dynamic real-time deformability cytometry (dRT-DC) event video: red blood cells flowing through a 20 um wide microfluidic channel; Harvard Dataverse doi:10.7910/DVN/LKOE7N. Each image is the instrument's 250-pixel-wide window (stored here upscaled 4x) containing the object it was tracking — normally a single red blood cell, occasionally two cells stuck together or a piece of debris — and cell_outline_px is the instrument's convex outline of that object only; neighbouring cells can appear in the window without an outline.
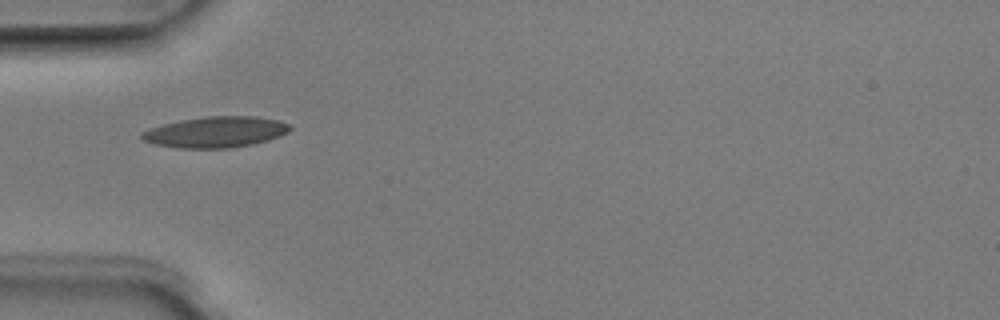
{"species": "Egyptian fruit bat (a non-hibernating species)", "species_latin": "Rousettus aegyptiacus", "temperature_condition": "room temperature", "stored_images_in_passage": 4, "camera_frame_rate_fps": 3000, "um_per_image_px": 0.085, "animal": {"sex": "male"}, "frame": {"image": 1, "passage_image": 1, "time_ms": 0.0, "image_size_px": [1000, 320], "cell_outline_px": [[292, 128], [288, 132], [280, 136], [268, 140], [252, 144], [228, 148], [180, 148], [156, 144], [144, 140], [140, 136], [140, 132], [148, 128], [180, 120], [208, 116], [256, 116], [276, 120], [288, 124]], "centroid_in_image_um": [18.32, 11.22], "position_along_channel_um": 66.7, "area_um2": 26.59}}
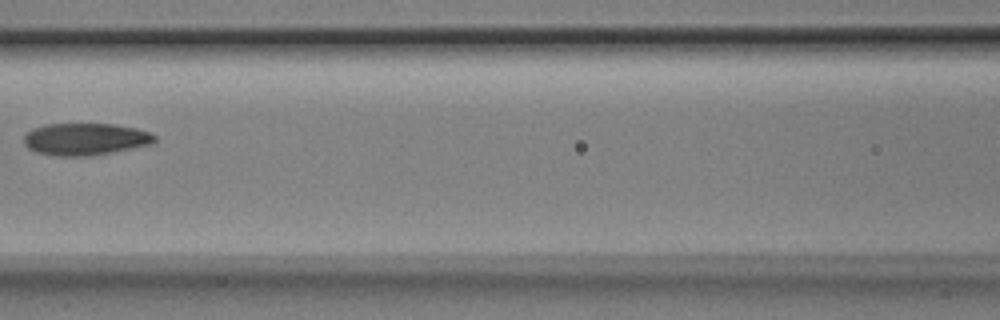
{"frame": {"image": 2, "passage_image": 3, "time_ms": 0.667, "image_size_px": [1000, 320], "cell_outline_px": [[156, 140], [152, 144], [92, 156], [56, 156], [36, 152], [28, 148], [24, 144], [24, 136], [32, 128], [44, 124], [112, 124], [136, 128], [152, 132], [156, 136]], "centroid_in_image_um": [7.26, 11.83], "position_along_channel_um": 159.3, "area_um2": 24.62}}
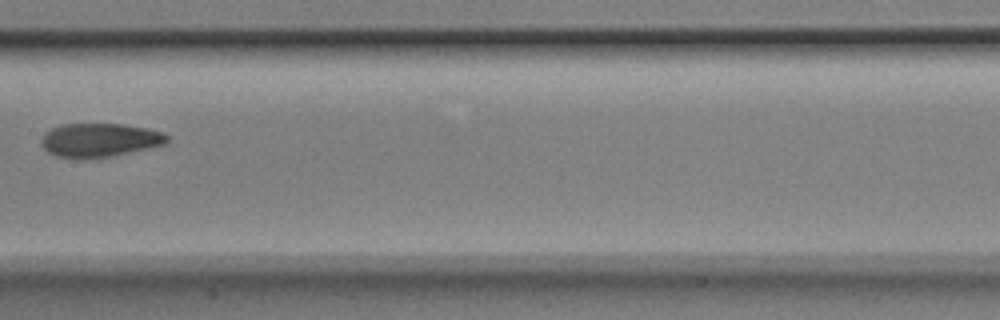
{"frame": {"image": 3, "passage_image": 4, "time_ms": 1.0, "image_size_px": [1000, 320], "cell_outline_px": [[168, 144], [112, 156], [80, 160], [76, 160], [56, 156], [48, 152], [40, 144], [40, 140], [44, 132], [60, 124], [120, 124], [148, 128], [164, 132], [168, 136]], "centroid_in_image_um": [8.45, 11.92], "position_along_channel_um": 199.0, "area_um2": 25.26}}